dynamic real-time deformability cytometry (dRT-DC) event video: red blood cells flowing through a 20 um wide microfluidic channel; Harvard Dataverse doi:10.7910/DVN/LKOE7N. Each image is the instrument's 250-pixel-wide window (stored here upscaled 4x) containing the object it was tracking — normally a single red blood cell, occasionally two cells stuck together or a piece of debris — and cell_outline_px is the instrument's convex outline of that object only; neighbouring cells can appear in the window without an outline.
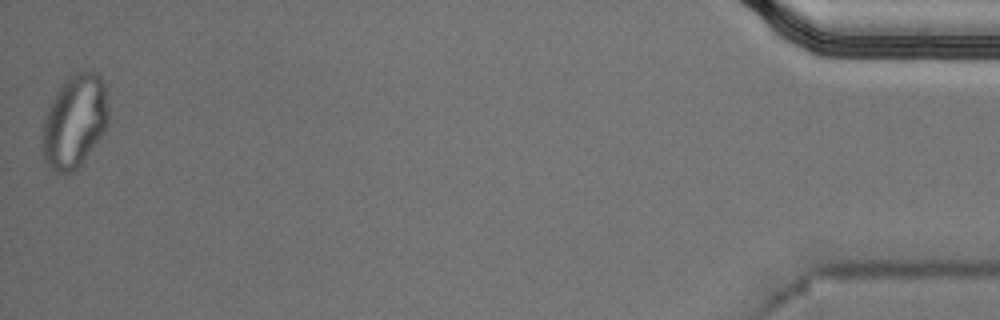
{"species": "Egyptian fruit bat (a non-hibernating species)", "species_latin": "Rousettus aegyptiacus", "temperature_condition": "cold", "stored_images_in_passage": 38, "camera_frame_rate_fps": 3000, "um_per_image_px": 0.085, "animal": {"sex": "male"}, "frame": {"image": 1, "passage_image": 38, "time_ms": 12.333, "image_size_px": [1000, 320], "cell_outline_px": [[108, 124], [104, 132], [80, 164], [72, 172], [56, 172], [44, 160], [44, 120], [48, 108], [56, 92], [68, 76], [76, 72], [96, 72], [104, 80], [108, 108]], "centroid_in_image_um": [6.38, 10.27], "position_along_channel_um": 428.8, "area_um2": 35.2}, "authors_computed_cell_mechanics": {"area_um2": 20.8369, "velocity_mm_per_s": 3.686, "shape_relaxation_time_tau1_ms": null, "shape_relaxation_time_tau2_ms": 1.4105, "deformation_change_tau1": null, "deformation_change_tau2": 0.0621}}